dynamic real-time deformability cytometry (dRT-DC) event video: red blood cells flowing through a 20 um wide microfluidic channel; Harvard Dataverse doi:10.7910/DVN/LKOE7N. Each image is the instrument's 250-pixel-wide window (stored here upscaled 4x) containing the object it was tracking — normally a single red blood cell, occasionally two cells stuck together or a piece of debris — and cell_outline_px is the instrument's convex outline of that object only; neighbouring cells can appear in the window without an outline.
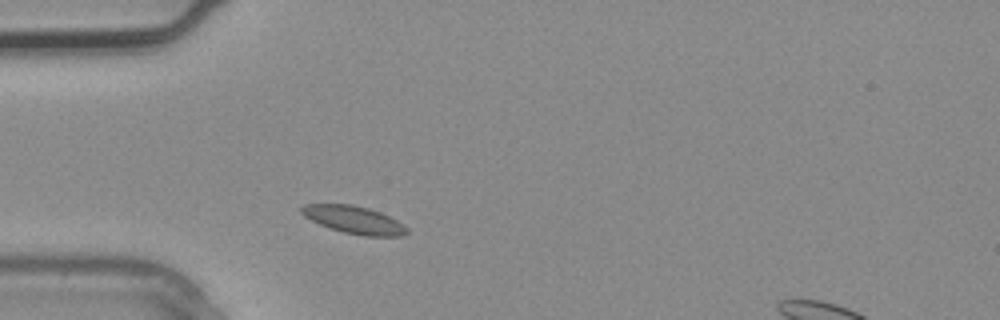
{"species": "common noctule bat (a hibernating species)", "species_latin": "Nyctalus noctula", "temperature_condition": "warm", "stored_images_in_passage": 2, "camera_frame_rate_fps": 3000, "um_per_image_px": 0.085, "animal": {"sex": "male", "body_mass_g": 20.4}, "frame": {"image": 1, "passage_image": 1, "time_ms": 0.0, "image_size_px": [1000, 320], "cell_outline_px": [[408, 232], [404, 236], [364, 236], [344, 232], [320, 224], [304, 216], [300, 212], [300, 208], [304, 204], [352, 204], [368, 208], [380, 212], [404, 224], [408, 228]], "centroid_in_image_um": [30.11, 18.68], "position_along_channel_um": 54.9, "area_um2": 16.88}}